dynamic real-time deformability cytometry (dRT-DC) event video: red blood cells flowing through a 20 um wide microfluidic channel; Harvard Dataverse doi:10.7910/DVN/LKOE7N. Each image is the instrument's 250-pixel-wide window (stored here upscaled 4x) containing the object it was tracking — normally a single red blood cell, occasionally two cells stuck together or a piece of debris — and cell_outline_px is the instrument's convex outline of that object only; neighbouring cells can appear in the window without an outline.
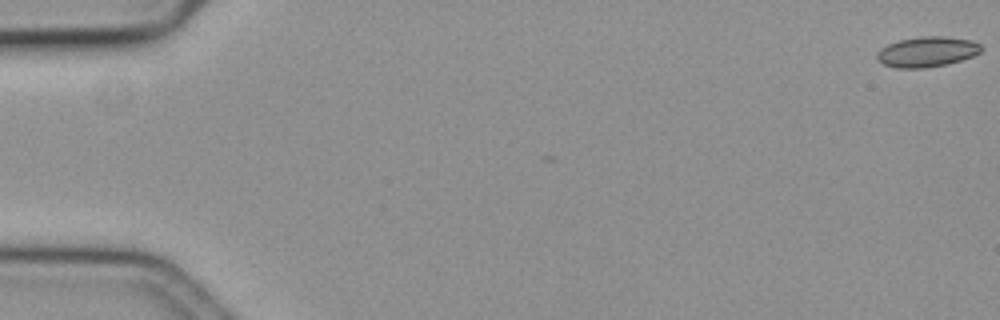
{"species": "common noctule bat (a hibernating species)", "species_latin": "Nyctalus noctula", "temperature_condition": "cold", "stored_images_in_passage": 59, "camera_frame_rate_fps": 3000, "um_per_image_px": 0.085, "animal": {"sex": "female", "body_mass_g": 19.3, "forearm_length_mm": 54.1}, "frame": {"image": 1, "passage_image": 1, "time_ms": 0.0, "image_size_px": [1000, 320], "cell_outline_px": [[980, 52], [972, 56], [948, 64], [924, 68], [896, 68], [884, 64], [876, 60], [876, 52], [880, 48], [888, 44], [900, 40], [920, 36], [944, 36], [972, 40], [980, 44]], "centroid_in_image_um": [78.75, 4.4], "position_along_channel_um": 6.2, "area_um2": 18.44}}
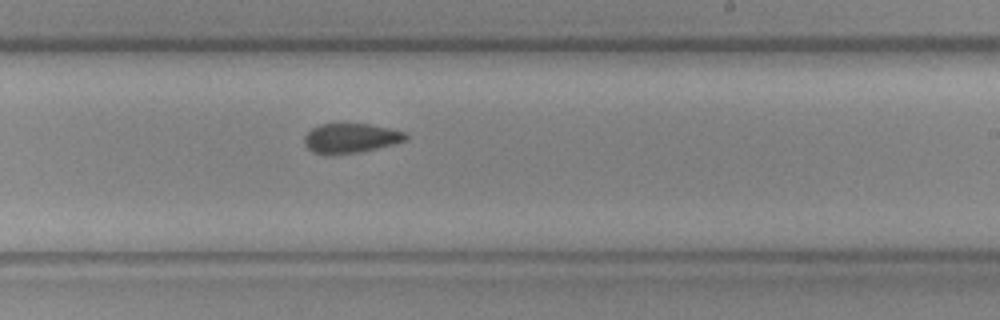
{"frame": {"image": 2, "passage_image": 36, "time_ms": 11.667, "image_size_px": [1000, 320], "cell_outline_px": [[408, 140], [376, 148], [356, 152], [312, 152], [304, 144], [304, 136], [312, 128], [320, 124], [368, 124], [388, 128], [404, 132], [408, 136]], "centroid_in_image_um": [29.82, 11.71], "position_along_channel_um": 259.2, "area_um2": 16.82}}
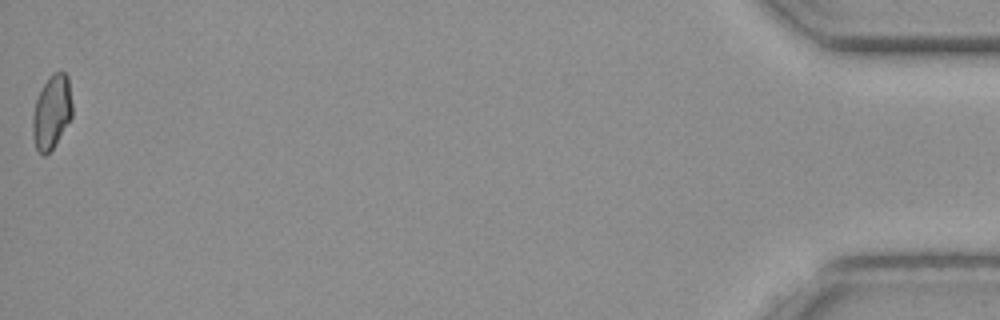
{"frame": {"image": 3, "passage_image": 59, "time_ms": 19.333, "image_size_px": [1000, 320], "cell_outline_px": [[72, 116], [52, 148], [44, 156], [36, 148], [32, 136], [32, 116], [36, 100], [48, 76], [52, 72], [64, 72], [68, 76], [72, 104]], "centroid_in_image_um": [4.39, 9.49], "position_along_channel_um": 430.8, "area_um2": 16.88}, "authors_computed_cell_mechanics": {"area_um2": 17.7446, "velocity_mm_per_s": 3.5747, "shape_relaxation_time_tau1_ms": null, "shape_relaxation_time_tau2_ms": 5.3551, "deformation_change_tau1": null, "deformation_change_tau2": 0.1077}}